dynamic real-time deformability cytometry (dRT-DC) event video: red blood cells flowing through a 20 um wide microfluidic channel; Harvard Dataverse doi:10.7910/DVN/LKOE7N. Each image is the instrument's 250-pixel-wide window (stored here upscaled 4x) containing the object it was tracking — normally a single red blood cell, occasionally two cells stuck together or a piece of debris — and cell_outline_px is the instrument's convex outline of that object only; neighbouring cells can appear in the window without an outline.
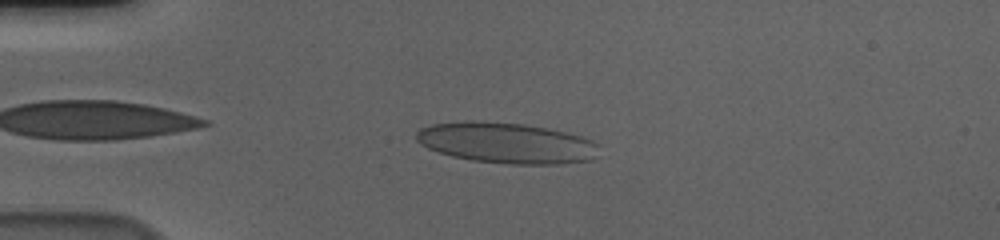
{"species": "human", "species_latin": "Homo sapiens", "temperature_condition": "cold", "stored_images_in_passage": 45, "camera_frame_rate_fps": 3000, "um_per_image_px": 0.085, "donor": {"sex": "male"}, "frame": {"image": 1, "passage_image": 3, "time_ms": 0.667, "image_size_px": [1000, 240], "cell_outline_px": [[596, 144], [592, 160], [560, 164], [512, 164], [472, 160], [452, 156], [428, 148], [420, 144], [416, 140], [416, 132], [420, 128], [432, 124], [468, 120], [472, 120], [520, 124], [544, 128], [564, 132], [580, 136], [592, 140]], "centroid_in_image_um": [42.97, 12.15], "position_along_channel_um": 42.0, "area_um2": 42.89}}
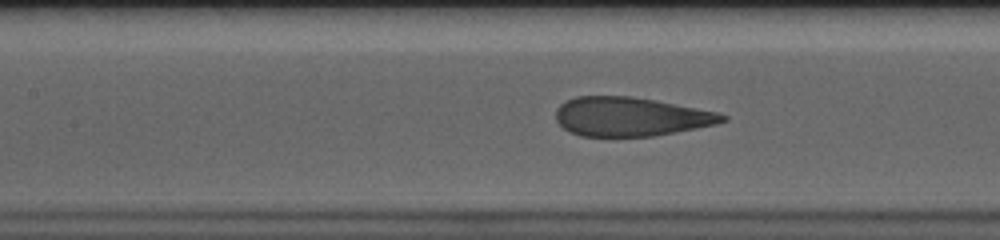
{"frame": {"image": 2, "passage_image": 15, "time_ms": 4.667, "image_size_px": [1000, 240], "cell_outline_px": [[728, 120], [716, 124], [696, 128], [652, 136], [580, 136], [568, 132], [556, 120], [556, 108], [560, 104], [576, 96], [628, 96], [656, 100], [716, 112], [728, 116]], "centroid_in_image_um": [53.57, 9.91], "position_along_channel_um": 153.8, "area_um2": 37.69}}
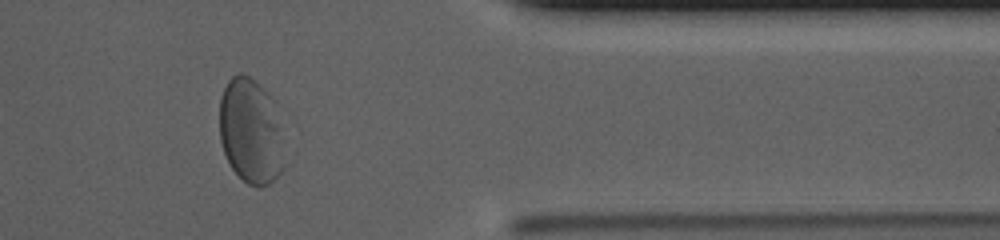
{"frame": {"image": 3, "passage_image": 36, "time_ms": 11.667, "image_size_px": [1000, 240], "cell_outline_px": [[284, 168], [268, 184], [256, 188], [248, 184], [232, 168], [224, 152], [220, 140], [220, 96], [228, 80], [232, 76], [240, 72], [244, 72], [268, 92], [276, 100], [280, 128]], "centroid_in_image_um": [21.31, 11.11], "position_along_channel_um": 390.1, "area_um2": 40.0}, "authors_computed_cell_mechanics": {"area_um2": 39.7664, "velocity_mm_per_s": 3.6037, "shape_relaxation_time_tau1_ms": 7.9413, "shape_relaxation_time_tau2_ms": null, "deformation_change_tau1": 0.2572, "deformation_change_tau2": null}}